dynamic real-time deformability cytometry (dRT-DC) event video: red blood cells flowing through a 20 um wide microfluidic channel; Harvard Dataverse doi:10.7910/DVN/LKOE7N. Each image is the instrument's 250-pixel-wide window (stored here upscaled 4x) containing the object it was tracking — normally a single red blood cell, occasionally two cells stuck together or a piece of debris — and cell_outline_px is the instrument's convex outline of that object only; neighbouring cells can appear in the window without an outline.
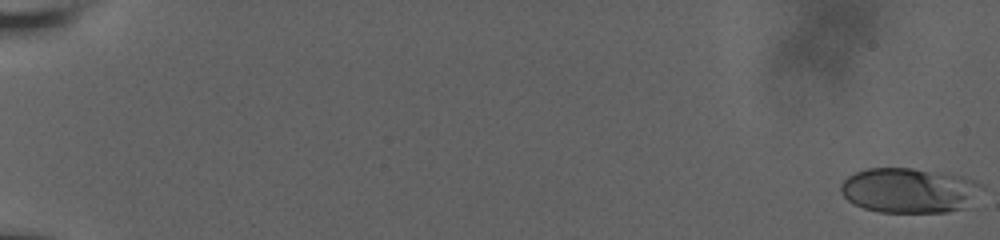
{"species": "human", "species_latin": "Homo sapiens", "temperature_condition": "room temperature", "stored_images_in_passage": 61, "camera_frame_rate_fps": 3000, "um_per_image_px": 0.085, "donor": {"sex": "male"}, "frame": {"image": 1, "passage_image": 1, "time_ms": 0.0, "image_size_px": [1000, 240], "cell_outline_px": [[984, 184], [964, 208], [948, 212], [880, 212], [864, 208], [852, 204], [840, 192], [840, 184], [848, 176], [856, 172], [868, 168], [912, 168], [964, 176], [976, 180]], "centroid_in_image_um": [77.24, 16.18], "position_along_channel_um": 7.8, "area_um2": 36.88}}
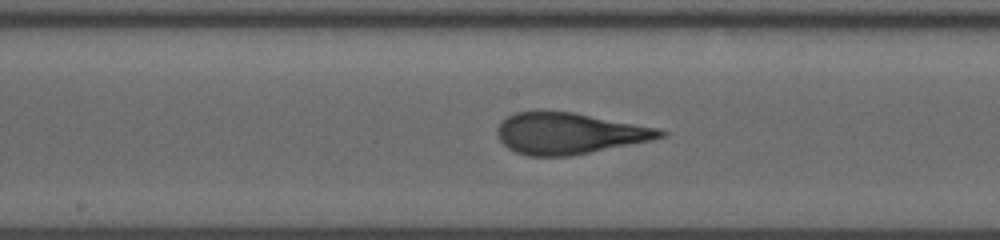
{"frame": {"image": 2, "passage_image": 35, "time_ms": 11.333, "image_size_px": [1000, 240], "cell_outline_px": [[668, 132], [664, 136], [648, 140], [568, 156], [528, 156], [516, 152], [508, 148], [496, 136], [496, 128], [508, 116], [516, 112], [572, 112], [656, 128]], "centroid_in_image_um": [48.3, 11.34], "position_along_channel_um": 199.9, "area_um2": 38.21}}
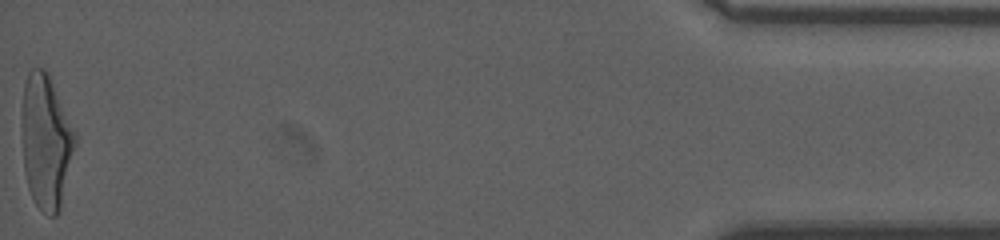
{"frame": {"image": 3, "passage_image": 61, "time_ms": 20.0, "image_size_px": [1000, 240], "cell_outline_px": [[76, 144], [60, 208], [56, 216], [48, 216], [32, 200], [28, 188], [24, 172], [24, 84], [28, 72], [32, 68], [44, 68], [48, 72], [76, 132]], "centroid_in_image_um": [3.95, 12.05], "position_along_channel_um": 431.3, "area_um2": 40.98}, "authors_computed_cell_mechanics": {"area_um2": 38.7838, "velocity_mm_per_s": 3.6642, "shape_relaxation_time_tau1_ms": 6.0567, "shape_relaxation_time_tau2_ms": 0.8185, "deformation_change_tau1": 0.2392, "deformation_change_tau2": 0.0853}}